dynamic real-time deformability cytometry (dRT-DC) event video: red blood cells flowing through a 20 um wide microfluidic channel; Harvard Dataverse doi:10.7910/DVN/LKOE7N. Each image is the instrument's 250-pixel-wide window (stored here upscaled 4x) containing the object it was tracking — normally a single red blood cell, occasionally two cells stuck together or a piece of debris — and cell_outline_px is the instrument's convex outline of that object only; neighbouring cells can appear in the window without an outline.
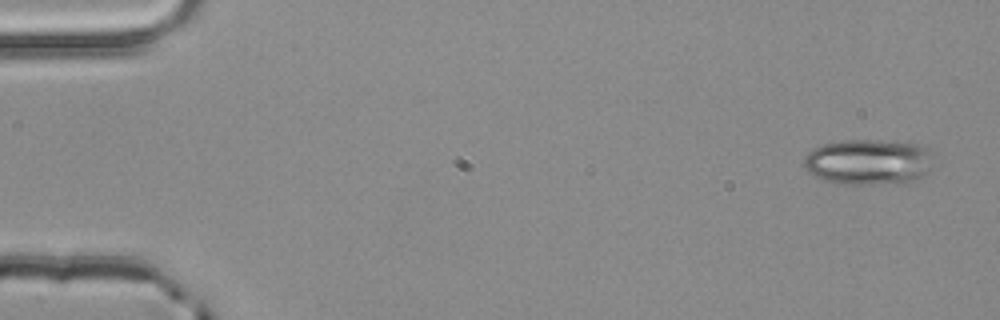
{"species": "common noctule bat (a hibernating species)", "species_latin": "Nyctalus noctula", "temperature_condition": "room temperature", "stored_images_in_passage": 4, "segment_of_instrument_passage": [1, 2], "camera_frame_rate_fps": 3000, "um_per_image_px": 0.085, "animal": {"sex": "male", "body_mass_g": 20.4}, "frame": {"image": 1, "passage_image": 1, "time_ms": 0.0, "image_size_px": [1000, 320], "cell_outline_px": [[932, 152], [928, 168], [920, 176], [904, 184], [840, 184], [824, 180], [812, 176], [804, 168], [804, 156], [812, 148], [824, 144], [844, 140], [880, 140], [916, 144], [928, 148]], "centroid_in_image_um": [73.75, 13.77], "position_along_channel_um": 11.3, "area_um2": 34.56}}